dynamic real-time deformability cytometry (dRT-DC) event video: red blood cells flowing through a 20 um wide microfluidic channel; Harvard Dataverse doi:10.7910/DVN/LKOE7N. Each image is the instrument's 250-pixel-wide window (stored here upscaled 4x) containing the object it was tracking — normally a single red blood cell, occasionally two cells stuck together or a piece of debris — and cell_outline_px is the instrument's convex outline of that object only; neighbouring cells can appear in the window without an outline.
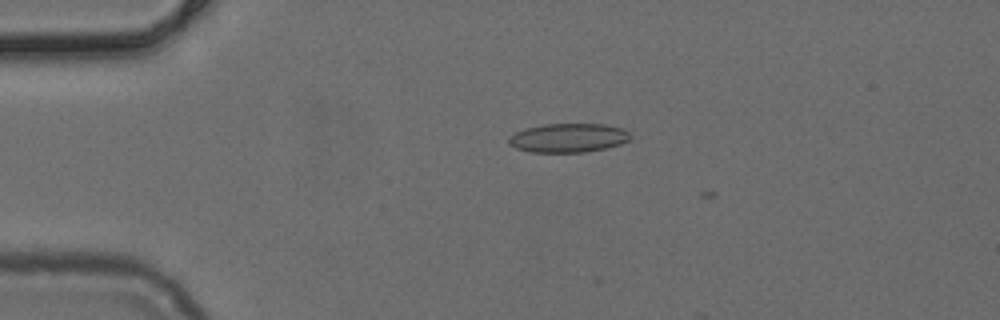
{"species": "common noctule bat (a hibernating species)", "species_latin": "Nyctalus noctula", "temperature_condition": "cold", "stored_images_in_passage": 2, "camera_frame_rate_fps": 3000, "um_per_image_px": 0.085, "animal": {"sex": "female", "body_mass_g": 24.6, "forearm_length_mm": 56.2}, "frame": {"image": 1, "passage_image": 1, "time_ms": 0.0, "image_size_px": [1000, 320], "cell_outline_px": [[632, 136], [628, 140], [620, 144], [604, 148], [584, 152], [532, 152], [516, 148], [508, 144], [508, 136], [524, 128], [544, 124], [604, 124], [624, 128]], "centroid_in_image_um": [48.28, 11.71], "position_along_channel_um": 36.7, "area_um2": 20.58}}